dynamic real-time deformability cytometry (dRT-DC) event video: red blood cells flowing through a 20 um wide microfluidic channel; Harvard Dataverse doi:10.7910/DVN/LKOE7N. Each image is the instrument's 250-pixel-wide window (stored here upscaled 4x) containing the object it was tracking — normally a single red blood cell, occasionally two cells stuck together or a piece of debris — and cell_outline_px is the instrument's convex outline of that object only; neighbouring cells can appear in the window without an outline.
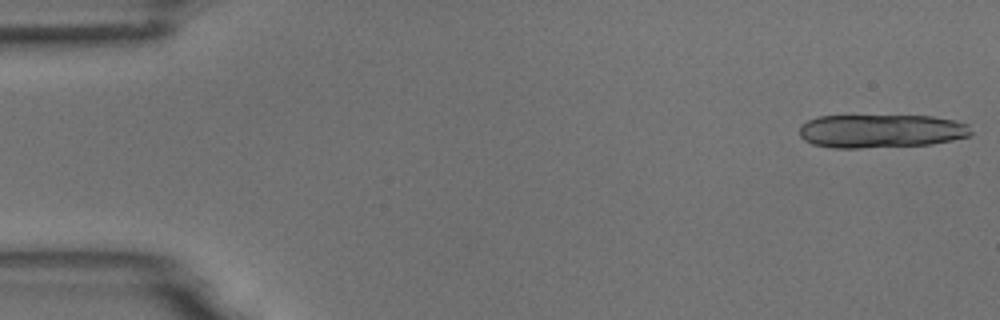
{"species": "common noctule bat (a hibernating species)", "species_latin": "Nyctalus noctula", "temperature_condition": "room temperature", "stored_images_in_passage": 14, "camera_frame_rate_fps": 3000, "um_per_image_px": 0.085, "animal": {"sex": "male", "body_mass_g": 18.8}, "frame": {"image": 1, "passage_image": 1, "time_ms": 0.0, "image_size_px": [1000, 320], "cell_outline_px": [[972, 132], [968, 136], [952, 140], [932, 144], [860, 148], [832, 148], [812, 144], [804, 140], [800, 136], [800, 124], [808, 120], [820, 116], [932, 116], [956, 120], [968, 124]], "centroid_in_image_um": [74.88, 11.14], "position_along_channel_um": 10.1, "area_um2": 33.64}}